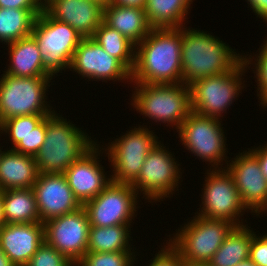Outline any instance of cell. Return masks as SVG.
I'll use <instances>...</instances> for the list:
<instances>
[{
	"mask_svg": "<svg viewBox=\"0 0 267 266\" xmlns=\"http://www.w3.org/2000/svg\"><path fill=\"white\" fill-rule=\"evenodd\" d=\"M90 1L98 2L103 6H106L109 3V0H90Z\"/></svg>",
	"mask_w": 267,
	"mask_h": 266,
	"instance_id": "44",
	"label": "cell"
},
{
	"mask_svg": "<svg viewBox=\"0 0 267 266\" xmlns=\"http://www.w3.org/2000/svg\"><path fill=\"white\" fill-rule=\"evenodd\" d=\"M4 224L42 223L32 188L2 190Z\"/></svg>",
	"mask_w": 267,
	"mask_h": 266,
	"instance_id": "24",
	"label": "cell"
},
{
	"mask_svg": "<svg viewBox=\"0 0 267 266\" xmlns=\"http://www.w3.org/2000/svg\"><path fill=\"white\" fill-rule=\"evenodd\" d=\"M31 35L38 43L44 69L53 78L69 69L72 56L83 39L73 27L55 20L45 10L36 17Z\"/></svg>",
	"mask_w": 267,
	"mask_h": 266,
	"instance_id": "7",
	"label": "cell"
},
{
	"mask_svg": "<svg viewBox=\"0 0 267 266\" xmlns=\"http://www.w3.org/2000/svg\"><path fill=\"white\" fill-rule=\"evenodd\" d=\"M0 266H16L3 252L0 247Z\"/></svg>",
	"mask_w": 267,
	"mask_h": 266,
	"instance_id": "41",
	"label": "cell"
},
{
	"mask_svg": "<svg viewBox=\"0 0 267 266\" xmlns=\"http://www.w3.org/2000/svg\"><path fill=\"white\" fill-rule=\"evenodd\" d=\"M133 85L131 105L147 120L167 123L178 130L192 112L190 89L184 83Z\"/></svg>",
	"mask_w": 267,
	"mask_h": 266,
	"instance_id": "4",
	"label": "cell"
},
{
	"mask_svg": "<svg viewBox=\"0 0 267 266\" xmlns=\"http://www.w3.org/2000/svg\"><path fill=\"white\" fill-rule=\"evenodd\" d=\"M138 193L131 184L110 182L95 198L83 205L90 226L131 225L137 213Z\"/></svg>",
	"mask_w": 267,
	"mask_h": 266,
	"instance_id": "13",
	"label": "cell"
},
{
	"mask_svg": "<svg viewBox=\"0 0 267 266\" xmlns=\"http://www.w3.org/2000/svg\"><path fill=\"white\" fill-rule=\"evenodd\" d=\"M159 142L155 132L144 124L109 142L102 153L105 151L111 162L112 182L132 184L138 178L145 158Z\"/></svg>",
	"mask_w": 267,
	"mask_h": 266,
	"instance_id": "9",
	"label": "cell"
},
{
	"mask_svg": "<svg viewBox=\"0 0 267 266\" xmlns=\"http://www.w3.org/2000/svg\"><path fill=\"white\" fill-rule=\"evenodd\" d=\"M42 11L0 8V42L7 45L30 36L34 21Z\"/></svg>",
	"mask_w": 267,
	"mask_h": 266,
	"instance_id": "29",
	"label": "cell"
},
{
	"mask_svg": "<svg viewBox=\"0 0 267 266\" xmlns=\"http://www.w3.org/2000/svg\"><path fill=\"white\" fill-rule=\"evenodd\" d=\"M248 6L252 8L256 17L261 18L265 24L267 22V0H246Z\"/></svg>",
	"mask_w": 267,
	"mask_h": 266,
	"instance_id": "38",
	"label": "cell"
},
{
	"mask_svg": "<svg viewBox=\"0 0 267 266\" xmlns=\"http://www.w3.org/2000/svg\"><path fill=\"white\" fill-rule=\"evenodd\" d=\"M7 45L10 63L4 73L14 77H52L44 69L38 43L32 35Z\"/></svg>",
	"mask_w": 267,
	"mask_h": 266,
	"instance_id": "23",
	"label": "cell"
},
{
	"mask_svg": "<svg viewBox=\"0 0 267 266\" xmlns=\"http://www.w3.org/2000/svg\"><path fill=\"white\" fill-rule=\"evenodd\" d=\"M187 266H211L209 263L188 264Z\"/></svg>",
	"mask_w": 267,
	"mask_h": 266,
	"instance_id": "45",
	"label": "cell"
},
{
	"mask_svg": "<svg viewBox=\"0 0 267 266\" xmlns=\"http://www.w3.org/2000/svg\"><path fill=\"white\" fill-rule=\"evenodd\" d=\"M65 255L44 242L31 257L26 266H74Z\"/></svg>",
	"mask_w": 267,
	"mask_h": 266,
	"instance_id": "33",
	"label": "cell"
},
{
	"mask_svg": "<svg viewBox=\"0 0 267 266\" xmlns=\"http://www.w3.org/2000/svg\"><path fill=\"white\" fill-rule=\"evenodd\" d=\"M109 3L121 6L145 8L147 0H109Z\"/></svg>",
	"mask_w": 267,
	"mask_h": 266,
	"instance_id": "40",
	"label": "cell"
},
{
	"mask_svg": "<svg viewBox=\"0 0 267 266\" xmlns=\"http://www.w3.org/2000/svg\"><path fill=\"white\" fill-rule=\"evenodd\" d=\"M181 48V28H153L135 46L131 83H182Z\"/></svg>",
	"mask_w": 267,
	"mask_h": 266,
	"instance_id": "1",
	"label": "cell"
},
{
	"mask_svg": "<svg viewBox=\"0 0 267 266\" xmlns=\"http://www.w3.org/2000/svg\"><path fill=\"white\" fill-rule=\"evenodd\" d=\"M49 115H24L4 120L0 123V134L8 133L9 139L15 146L21 139L32 132Z\"/></svg>",
	"mask_w": 267,
	"mask_h": 266,
	"instance_id": "31",
	"label": "cell"
},
{
	"mask_svg": "<svg viewBox=\"0 0 267 266\" xmlns=\"http://www.w3.org/2000/svg\"><path fill=\"white\" fill-rule=\"evenodd\" d=\"M32 189L42 223L82 207L69 187L64 174L39 173Z\"/></svg>",
	"mask_w": 267,
	"mask_h": 266,
	"instance_id": "18",
	"label": "cell"
},
{
	"mask_svg": "<svg viewBox=\"0 0 267 266\" xmlns=\"http://www.w3.org/2000/svg\"><path fill=\"white\" fill-rule=\"evenodd\" d=\"M228 162L225 168L232 175L247 211L256 216L267 212V180L257 157L248 148Z\"/></svg>",
	"mask_w": 267,
	"mask_h": 266,
	"instance_id": "15",
	"label": "cell"
},
{
	"mask_svg": "<svg viewBox=\"0 0 267 266\" xmlns=\"http://www.w3.org/2000/svg\"><path fill=\"white\" fill-rule=\"evenodd\" d=\"M236 266H257V265L254 262H252L250 259H247L245 261L238 263Z\"/></svg>",
	"mask_w": 267,
	"mask_h": 266,
	"instance_id": "43",
	"label": "cell"
},
{
	"mask_svg": "<svg viewBox=\"0 0 267 266\" xmlns=\"http://www.w3.org/2000/svg\"><path fill=\"white\" fill-rule=\"evenodd\" d=\"M266 145V146H265ZM264 146L261 145L259 147L255 146L252 149H249L258 159L259 164L261 166V170L263 173V176L267 180V143Z\"/></svg>",
	"mask_w": 267,
	"mask_h": 266,
	"instance_id": "39",
	"label": "cell"
},
{
	"mask_svg": "<svg viewBox=\"0 0 267 266\" xmlns=\"http://www.w3.org/2000/svg\"><path fill=\"white\" fill-rule=\"evenodd\" d=\"M0 8L44 10L41 0H0Z\"/></svg>",
	"mask_w": 267,
	"mask_h": 266,
	"instance_id": "37",
	"label": "cell"
},
{
	"mask_svg": "<svg viewBox=\"0 0 267 266\" xmlns=\"http://www.w3.org/2000/svg\"><path fill=\"white\" fill-rule=\"evenodd\" d=\"M167 245V246H166ZM161 246V250L155 253L153 260L147 266H187L179 252L168 242Z\"/></svg>",
	"mask_w": 267,
	"mask_h": 266,
	"instance_id": "35",
	"label": "cell"
},
{
	"mask_svg": "<svg viewBox=\"0 0 267 266\" xmlns=\"http://www.w3.org/2000/svg\"><path fill=\"white\" fill-rule=\"evenodd\" d=\"M44 242L43 223H11L0 227V247L16 266H26Z\"/></svg>",
	"mask_w": 267,
	"mask_h": 266,
	"instance_id": "20",
	"label": "cell"
},
{
	"mask_svg": "<svg viewBox=\"0 0 267 266\" xmlns=\"http://www.w3.org/2000/svg\"><path fill=\"white\" fill-rule=\"evenodd\" d=\"M44 10L69 24L82 38H90L103 22L104 6L90 0H47Z\"/></svg>",
	"mask_w": 267,
	"mask_h": 266,
	"instance_id": "19",
	"label": "cell"
},
{
	"mask_svg": "<svg viewBox=\"0 0 267 266\" xmlns=\"http://www.w3.org/2000/svg\"><path fill=\"white\" fill-rule=\"evenodd\" d=\"M210 169V170H209ZM207 169L199 212L195 214L208 219L228 220L236 226H244L242 213L247 212L232 175L225 167ZM203 205V206H202ZM202 206V207H201ZM241 216V217H240Z\"/></svg>",
	"mask_w": 267,
	"mask_h": 266,
	"instance_id": "12",
	"label": "cell"
},
{
	"mask_svg": "<svg viewBox=\"0 0 267 266\" xmlns=\"http://www.w3.org/2000/svg\"><path fill=\"white\" fill-rule=\"evenodd\" d=\"M103 21L135 45L140 43L153 29L148 22L145 8L140 7L108 3L104 6Z\"/></svg>",
	"mask_w": 267,
	"mask_h": 266,
	"instance_id": "22",
	"label": "cell"
},
{
	"mask_svg": "<svg viewBox=\"0 0 267 266\" xmlns=\"http://www.w3.org/2000/svg\"><path fill=\"white\" fill-rule=\"evenodd\" d=\"M46 135V118L29 133L25 138L21 139L12 149L15 152L23 153L35 157L45 141Z\"/></svg>",
	"mask_w": 267,
	"mask_h": 266,
	"instance_id": "34",
	"label": "cell"
},
{
	"mask_svg": "<svg viewBox=\"0 0 267 266\" xmlns=\"http://www.w3.org/2000/svg\"><path fill=\"white\" fill-rule=\"evenodd\" d=\"M194 0H147L145 13L153 28H181Z\"/></svg>",
	"mask_w": 267,
	"mask_h": 266,
	"instance_id": "25",
	"label": "cell"
},
{
	"mask_svg": "<svg viewBox=\"0 0 267 266\" xmlns=\"http://www.w3.org/2000/svg\"><path fill=\"white\" fill-rule=\"evenodd\" d=\"M4 224L3 218V199H2V190H0V227Z\"/></svg>",
	"mask_w": 267,
	"mask_h": 266,
	"instance_id": "42",
	"label": "cell"
},
{
	"mask_svg": "<svg viewBox=\"0 0 267 266\" xmlns=\"http://www.w3.org/2000/svg\"><path fill=\"white\" fill-rule=\"evenodd\" d=\"M220 120L222 119L191 112L177 130L184 148L194 154L193 156L209 162L208 165H211L212 169H222L223 161L225 164L228 163L227 137L224 135ZM219 165L221 167H218Z\"/></svg>",
	"mask_w": 267,
	"mask_h": 266,
	"instance_id": "10",
	"label": "cell"
},
{
	"mask_svg": "<svg viewBox=\"0 0 267 266\" xmlns=\"http://www.w3.org/2000/svg\"><path fill=\"white\" fill-rule=\"evenodd\" d=\"M52 79L3 73L0 78V123L16 116L52 114L55 110L46 101Z\"/></svg>",
	"mask_w": 267,
	"mask_h": 266,
	"instance_id": "6",
	"label": "cell"
},
{
	"mask_svg": "<svg viewBox=\"0 0 267 266\" xmlns=\"http://www.w3.org/2000/svg\"><path fill=\"white\" fill-rule=\"evenodd\" d=\"M259 53H257L256 58L252 55L247 54L244 56V61L246 65L248 66V69L250 68L251 65H253L255 68L252 66V70L255 73L254 78L256 77L257 81V97L260 100V105L263 106V108L267 107V39L264 42L263 46H261V49H258ZM249 55V57H247ZM254 62H253V59ZM250 65V66H249ZM259 91V92H258Z\"/></svg>",
	"mask_w": 267,
	"mask_h": 266,
	"instance_id": "32",
	"label": "cell"
},
{
	"mask_svg": "<svg viewBox=\"0 0 267 266\" xmlns=\"http://www.w3.org/2000/svg\"><path fill=\"white\" fill-rule=\"evenodd\" d=\"M56 112L46 117L45 141L35 156L39 173L63 174L96 143L86 131Z\"/></svg>",
	"mask_w": 267,
	"mask_h": 266,
	"instance_id": "3",
	"label": "cell"
},
{
	"mask_svg": "<svg viewBox=\"0 0 267 266\" xmlns=\"http://www.w3.org/2000/svg\"><path fill=\"white\" fill-rule=\"evenodd\" d=\"M136 251L86 252L74 266H134Z\"/></svg>",
	"mask_w": 267,
	"mask_h": 266,
	"instance_id": "30",
	"label": "cell"
},
{
	"mask_svg": "<svg viewBox=\"0 0 267 266\" xmlns=\"http://www.w3.org/2000/svg\"><path fill=\"white\" fill-rule=\"evenodd\" d=\"M70 71L93 81H129L131 73L115 58L107 54L91 37L83 38L75 50L69 65ZM73 69V70H72ZM96 79V80H95Z\"/></svg>",
	"mask_w": 267,
	"mask_h": 266,
	"instance_id": "16",
	"label": "cell"
},
{
	"mask_svg": "<svg viewBox=\"0 0 267 266\" xmlns=\"http://www.w3.org/2000/svg\"><path fill=\"white\" fill-rule=\"evenodd\" d=\"M102 150L103 147L100 148L96 142L63 173L74 196L82 206L98 196L112 181L111 176L106 177L107 173L98 160Z\"/></svg>",
	"mask_w": 267,
	"mask_h": 266,
	"instance_id": "17",
	"label": "cell"
},
{
	"mask_svg": "<svg viewBox=\"0 0 267 266\" xmlns=\"http://www.w3.org/2000/svg\"><path fill=\"white\" fill-rule=\"evenodd\" d=\"M173 156L174 154L167 151L161 141L149 152L138 178L131 184L138 195L141 196L142 192V199L146 197L144 199L150 203L160 202V200L163 201L162 199L171 197L175 190H179L178 184H180L182 172L179 168L180 164Z\"/></svg>",
	"mask_w": 267,
	"mask_h": 266,
	"instance_id": "11",
	"label": "cell"
},
{
	"mask_svg": "<svg viewBox=\"0 0 267 266\" xmlns=\"http://www.w3.org/2000/svg\"><path fill=\"white\" fill-rule=\"evenodd\" d=\"M43 224L45 242L74 264L87 252L90 222L83 206Z\"/></svg>",
	"mask_w": 267,
	"mask_h": 266,
	"instance_id": "14",
	"label": "cell"
},
{
	"mask_svg": "<svg viewBox=\"0 0 267 266\" xmlns=\"http://www.w3.org/2000/svg\"><path fill=\"white\" fill-rule=\"evenodd\" d=\"M256 235L252 229V240L249 259L257 266H267V233L263 236Z\"/></svg>",
	"mask_w": 267,
	"mask_h": 266,
	"instance_id": "36",
	"label": "cell"
},
{
	"mask_svg": "<svg viewBox=\"0 0 267 266\" xmlns=\"http://www.w3.org/2000/svg\"><path fill=\"white\" fill-rule=\"evenodd\" d=\"M190 220L183 227L181 225L168 242L187 265L208 263L236 225L228 220L208 219L196 214Z\"/></svg>",
	"mask_w": 267,
	"mask_h": 266,
	"instance_id": "5",
	"label": "cell"
},
{
	"mask_svg": "<svg viewBox=\"0 0 267 266\" xmlns=\"http://www.w3.org/2000/svg\"><path fill=\"white\" fill-rule=\"evenodd\" d=\"M247 225L236 226L208 262L211 266H236L249 259L252 230Z\"/></svg>",
	"mask_w": 267,
	"mask_h": 266,
	"instance_id": "26",
	"label": "cell"
},
{
	"mask_svg": "<svg viewBox=\"0 0 267 266\" xmlns=\"http://www.w3.org/2000/svg\"><path fill=\"white\" fill-rule=\"evenodd\" d=\"M247 67L243 59L229 72L199 79L190 84L192 112L221 119L222 114L227 112V108L235 99L237 100L239 93H242V89L245 88L242 76H245Z\"/></svg>",
	"mask_w": 267,
	"mask_h": 266,
	"instance_id": "8",
	"label": "cell"
},
{
	"mask_svg": "<svg viewBox=\"0 0 267 266\" xmlns=\"http://www.w3.org/2000/svg\"><path fill=\"white\" fill-rule=\"evenodd\" d=\"M35 157L4 150L0 156V190L32 188L38 177Z\"/></svg>",
	"mask_w": 267,
	"mask_h": 266,
	"instance_id": "21",
	"label": "cell"
},
{
	"mask_svg": "<svg viewBox=\"0 0 267 266\" xmlns=\"http://www.w3.org/2000/svg\"><path fill=\"white\" fill-rule=\"evenodd\" d=\"M182 29V83L195 81L233 70L243 59L229 44L206 31Z\"/></svg>",
	"mask_w": 267,
	"mask_h": 266,
	"instance_id": "2",
	"label": "cell"
},
{
	"mask_svg": "<svg viewBox=\"0 0 267 266\" xmlns=\"http://www.w3.org/2000/svg\"><path fill=\"white\" fill-rule=\"evenodd\" d=\"M131 233L130 225L90 226L87 252L135 251L129 244Z\"/></svg>",
	"mask_w": 267,
	"mask_h": 266,
	"instance_id": "27",
	"label": "cell"
},
{
	"mask_svg": "<svg viewBox=\"0 0 267 266\" xmlns=\"http://www.w3.org/2000/svg\"><path fill=\"white\" fill-rule=\"evenodd\" d=\"M104 51L115 57L130 73L135 62V44L104 21L91 37Z\"/></svg>",
	"mask_w": 267,
	"mask_h": 266,
	"instance_id": "28",
	"label": "cell"
}]
</instances>
